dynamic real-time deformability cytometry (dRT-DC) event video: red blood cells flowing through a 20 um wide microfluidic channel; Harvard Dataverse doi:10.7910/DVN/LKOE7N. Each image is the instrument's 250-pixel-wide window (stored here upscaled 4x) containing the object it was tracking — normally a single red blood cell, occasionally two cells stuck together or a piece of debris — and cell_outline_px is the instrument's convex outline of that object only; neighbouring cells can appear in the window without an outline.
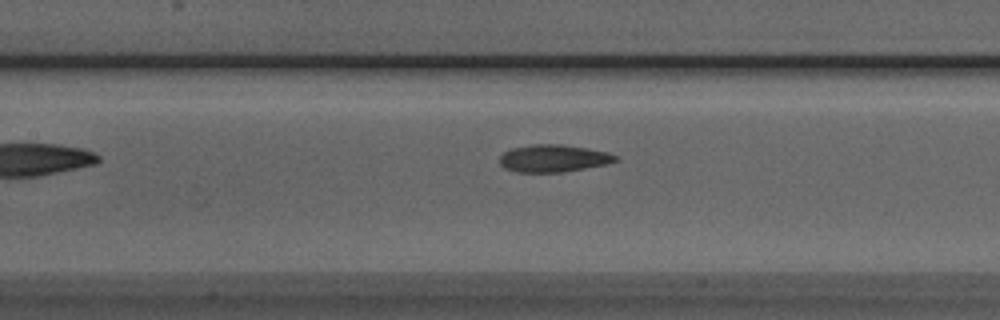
{"species": "Egyptian fruit bat (a non-hibernating species)", "species_latin": "Rousettus aegyptiacus", "temperature_condition": "room temperature", "stored_images_in_passage": 20, "camera_frame_rate_fps": 3000, "um_per_image_px": 0.085, "animal": {"sex": "male"}, "frame": {"image": 1, "passage_image": 8, "time_ms": 2.333, "image_size_px": [1000, 320], "cell_outline_px": [[620, 160], [604, 164], [584, 168], [560, 172], [516, 172], [504, 168], [500, 164], [500, 156], [504, 152], [512, 148], [532, 144], [564, 144], [608, 152], [620, 156]], "centroid_in_image_um": [47.05, 13.45], "position_along_channel_um": 160.4, "area_um2": 18.5}}
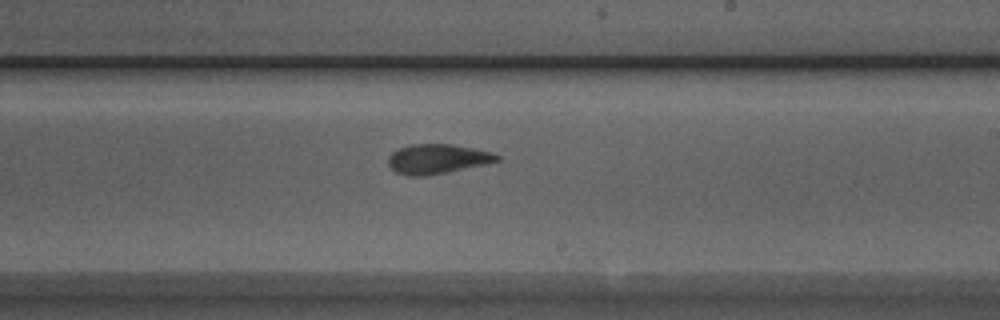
{"frame": {"image": 2, "passage_image": 15, "time_ms": 4.667, "image_size_px": [1000, 320], "cell_outline_px": [[500, 160], [484, 164], [424, 176], [408, 176], [396, 172], [388, 164], [388, 156], [392, 152], [400, 148], [412, 144], [452, 144], [492, 152], [500, 156]], "centroid_in_image_um": [37.15, 13.5], "position_along_channel_um": 251.9, "area_um2": 18.5}}
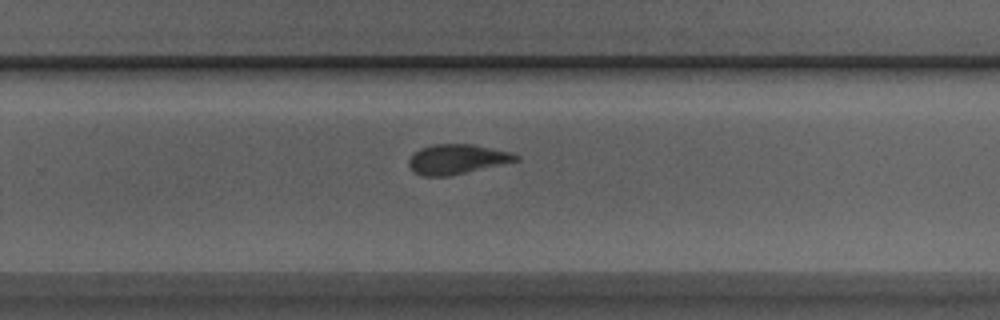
{"frame": {"image": 3, "passage_image": 18, "time_ms": 5.667, "image_size_px": [1000, 320], "cell_outline_px": [[520, 160], [448, 176], [424, 176], [416, 172], [408, 164], [408, 160], [420, 148], [432, 144], [472, 144], [512, 152], [520, 156]], "centroid_in_image_um": [38.87, 13.52], "position_along_channel_um": 290.9, "area_um2": 18.38}}